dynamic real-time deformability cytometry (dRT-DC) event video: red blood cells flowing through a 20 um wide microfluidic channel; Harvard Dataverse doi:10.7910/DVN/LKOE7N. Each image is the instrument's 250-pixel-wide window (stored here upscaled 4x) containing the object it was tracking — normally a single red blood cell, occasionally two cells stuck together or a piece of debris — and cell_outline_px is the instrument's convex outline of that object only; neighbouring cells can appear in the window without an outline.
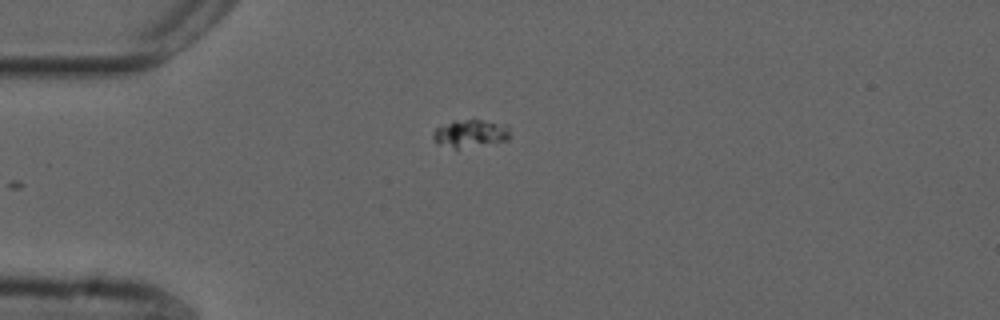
{"species": "common noctule bat (a hibernating species)", "species_latin": "Nyctalus noctula", "temperature_condition": "cold", "stored_images_in_passage": 42, "camera_frame_rate_fps": 3000, "um_per_image_px": 0.085, "animal": {"sex": "male", "forearm_length_mm": 52.5}, "frame": {"image": 1, "passage_image": 1, "time_ms": 0.0, "image_size_px": [1000, 320], "cell_outline_px": [[508, 140], [456, 148], [436, 144], [432, 136], [432, 132], [436, 128], [452, 120], [480, 120], [508, 124]], "centroid_in_image_um": [39.93, 11.32], "position_along_channel_um": 45.1, "area_um2": 12.2}}
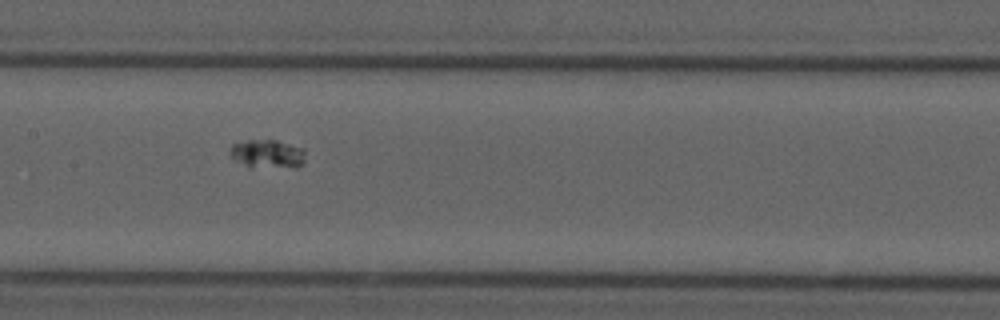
{"frame": {"image": 2, "passage_image": 14, "time_ms": 4.333, "image_size_px": [1000, 320], "cell_outline_px": [[304, 164], [296, 168], [248, 168], [236, 160], [232, 156], [232, 144], [248, 140], [276, 140], [304, 148]], "centroid_in_image_um": [22.79, 13.12], "position_along_channel_um": 184.6, "area_um2": 12.77}}
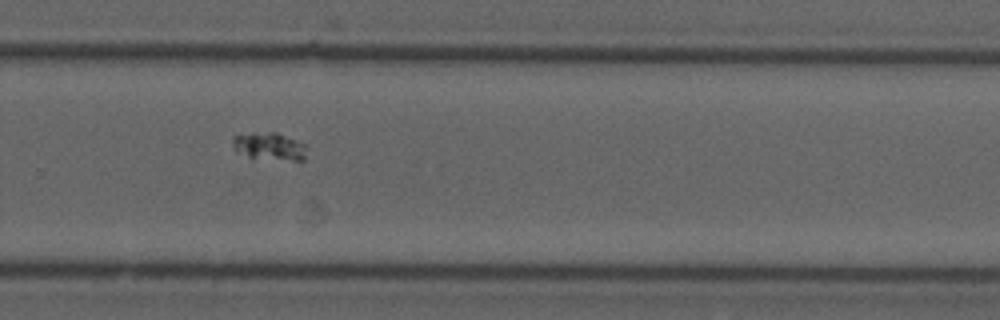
{"frame": {"image": 3, "passage_image": 24, "time_ms": 7.667, "image_size_px": [1000, 320], "cell_outline_px": [[304, 160], [252, 160], [236, 152], [232, 144], [232, 140], [236, 136], [252, 132], [276, 132], [304, 144]], "centroid_in_image_um": [22.81, 12.47], "position_along_channel_um": 307.0, "area_um2": 12.14}}